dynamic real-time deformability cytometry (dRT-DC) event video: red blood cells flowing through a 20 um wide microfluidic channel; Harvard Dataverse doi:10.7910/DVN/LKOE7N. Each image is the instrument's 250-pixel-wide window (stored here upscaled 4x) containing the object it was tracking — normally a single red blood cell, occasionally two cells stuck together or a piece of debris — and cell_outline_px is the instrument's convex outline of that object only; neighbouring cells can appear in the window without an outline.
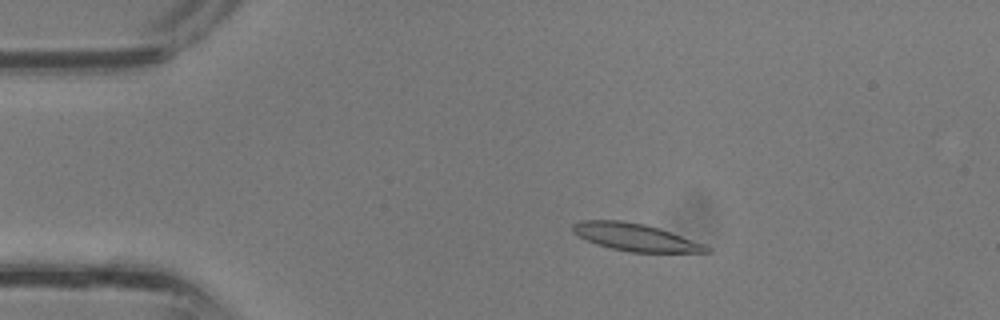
{"species": "common noctule bat (a hibernating species)", "species_latin": "Nyctalus noctula", "temperature_condition": "room temperature", "stored_images_in_passage": 37, "camera_frame_rate_fps": 3000, "um_per_image_px": 0.085, "animal": {"sex": "male", "body_mass_g": 13.3}, "frame": {"image": 1, "passage_image": 7, "time_ms": 2.0, "image_size_px": [1000, 320], "cell_outline_px": [[712, 252], [632, 252], [612, 248], [596, 244], [572, 232], [572, 224], [580, 220], [620, 220], [644, 224], [660, 228], [704, 244], [712, 248]], "centroid_in_image_um": [54.01, 20.15], "position_along_channel_um": 31.0, "area_um2": 21.21}}
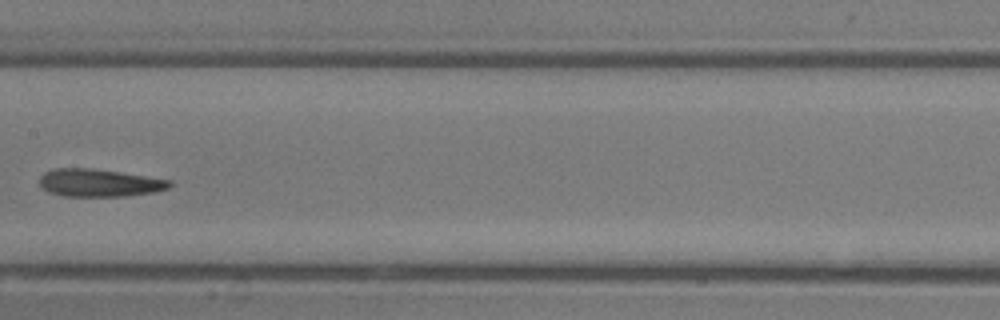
{"frame": {"image": 2, "passage_image": 19, "time_ms": 6.0, "image_size_px": [1000, 320], "cell_outline_px": [[172, 184], [168, 188], [152, 192], [124, 196], [64, 196], [48, 192], [40, 184], [40, 176], [44, 172], [52, 168], [92, 168], [120, 172], [172, 180]], "centroid_in_image_um": [8.41, 15.53], "position_along_channel_um": 199.0, "area_um2": 20.92}}
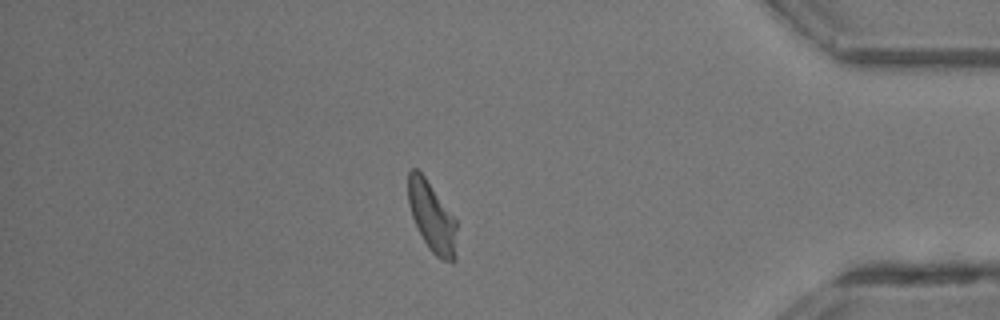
{"frame": {"image": 3, "passage_image": 32, "time_ms": 10.333, "image_size_px": [1000, 320], "cell_outline_px": [[456, 260], [452, 264], [440, 260], [428, 248], [412, 216], [408, 204], [408, 172], [412, 168], [416, 168], [424, 176], [456, 220]], "centroid_in_image_um": [36.72, 18.49], "position_along_channel_um": 398.5, "area_um2": 19.71}}